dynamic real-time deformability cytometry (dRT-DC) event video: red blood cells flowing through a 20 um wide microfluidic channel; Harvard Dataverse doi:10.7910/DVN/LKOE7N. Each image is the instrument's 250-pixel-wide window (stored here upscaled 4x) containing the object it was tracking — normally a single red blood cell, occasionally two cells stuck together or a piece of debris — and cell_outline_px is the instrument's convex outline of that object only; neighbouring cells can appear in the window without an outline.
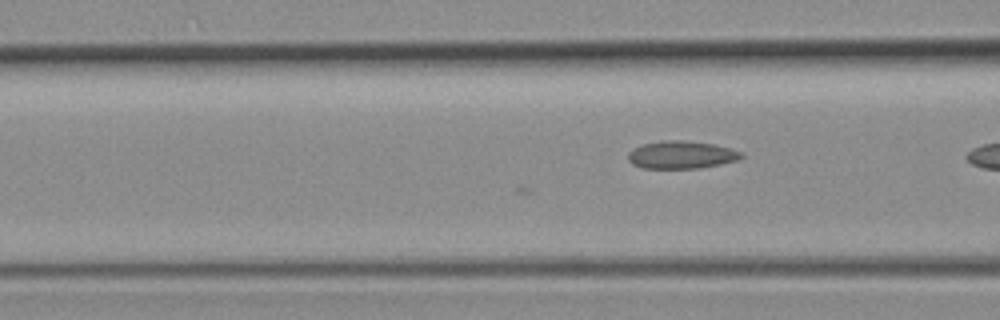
{"species": "common noctule bat (a hibernating species)", "species_latin": "Nyctalus noctula", "temperature_condition": "room temperature", "stored_images_in_passage": 4, "camera_frame_rate_fps": 3000, "um_per_image_px": 0.085, "animal": {"sex": "female", "body_mass_g": 19.3, "forearm_length_mm": 54.1}, "frame": {"image": 1, "passage_image": 4, "time_ms": 1.0, "image_size_px": [1000, 320], "cell_outline_px": [[744, 156], [736, 160], [720, 164], [700, 168], [640, 168], [632, 164], [628, 160], [628, 152], [632, 148], [644, 144], [660, 140], [684, 140], [712, 144], [728, 148], [740, 152]], "centroid_in_image_um": [57.85, 13.16], "position_along_channel_um": 108.8, "area_um2": 18.21}}